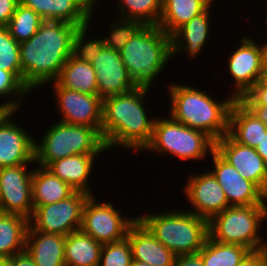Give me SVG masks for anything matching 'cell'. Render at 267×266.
I'll use <instances>...</instances> for the list:
<instances>
[{
  "instance_id": "obj_21",
  "label": "cell",
  "mask_w": 267,
  "mask_h": 266,
  "mask_svg": "<svg viewBox=\"0 0 267 266\" xmlns=\"http://www.w3.org/2000/svg\"><path fill=\"white\" fill-rule=\"evenodd\" d=\"M127 237L132 250L133 260L151 266H173L175 255L166 248L148 228L137 219L128 229Z\"/></svg>"
},
{
  "instance_id": "obj_4",
  "label": "cell",
  "mask_w": 267,
  "mask_h": 266,
  "mask_svg": "<svg viewBox=\"0 0 267 266\" xmlns=\"http://www.w3.org/2000/svg\"><path fill=\"white\" fill-rule=\"evenodd\" d=\"M119 52L135 88L148 90L173 60L171 36L158 25H142Z\"/></svg>"
},
{
  "instance_id": "obj_5",
  "label": "cell",
  "mask_w": 267,
  "mask_h": 266,
  "mask_svg": "<svg viewBox=\"0 0 267 266\" xmlns=\"http://www.w3.org/2000/svg\"><path fill=\"white\" fill-rule=\"evenodd\" d=\"M172 209L151 214L146 211L137 217L175 256L198 253L209 236L208 221L186 208Z\"/></svg>"
},
{
  "instance_id": "obj_2",
  "label": "cell",
  "mask_w": 267,
  "mask_h": 266,
  "mask_svg": "<svg viewBox=\"0 0 267 266\" xmlns=\"http://www.w3.org/2000/svg\"><path fill=\"white\" fill-rule=\"evenodd\" d=\"M149 93L148 89L134 88L103 99L101 135L108 152L116 146L142 152L150 143L156 116H149L145 105Z\"/></svg>"
},
{
  "instance_id": "obj_41",
  "label": "cell",
  "mask_w": 267,
  "mask_h": 266,
  "mask_svg": "<svg viewBox=\"0 0 267 266\" xmlns=\"http://www.w3.org/2000/svg\"><path fill=\"white\" fill-rule=\"evenodd\" d=\"M173 266H204L199 253L179 255L175 257Z\"/></svg>"
},
{
  "instance_id": "obj_29",
  "label": "cell",
  "mask_w": 267,
  "mask_h": 266,
  "mask_svg": "<svg viewBox=\"0 0 267 266\" xmlns=\"http://www.w3.org/2000/svg\"><path fill=\"white\" fill-rule=\"evenodd\" d=\"M29 219L0 212V256L6 258L25 250Z\"/></svg>"
},
{
  "instance_id": "obj_20",
  "label": "cell",
  "mask_w": 267,
  "mask_h": 266,
  "mask_svg": "<svg viewBox=\"0 0 267 266\" xmlns=\"http://www.w3.org/2000/svg\"><path fill=\"white\" fill-rule=\"evenodd\" d=\"M213 4L200 15L192 18L171 35L172 58L176 55H187L188 59H196L208 43ZM190 57V58H189Z\"/></svg>"
},
{
  "instance_id": "obj_30",
  "label": "cell",
  "mask_w": 267,
  "mask_h": 266,
  "mask_svg": "<svg viewBox=\"0 0 267 266\" xmlns=\"http://www.w3.org/2000/svg\"><path fill=\"white\" fill-rule=\"evenodd\" d=\"M249 252L244 246L216 242L208 236L198 253L204 266H238Z\"/></svg>"
},
{
  "instance_id": "obj_31",
  "label": "cell",
  "mask_w": 267,
  "mask_h": 266,
  "mask_svg": "<svg viewBox=\"0 0 267 266\" xmlns=\"http://www.w3.org/2000/svg\"><path fill=\"white\" fill-rule=\"evenodd\" d=\"M117 18L139 20L143 25H158L163 0H116ZM118 3V4H117Z\"/></svg>"
},
{
  "instance_id": "obj_32",
  "label": "cell",
  "mask_w": 267,
  "mask_h": 266,
  "mask_svg": "<svg viewBox=\"0 0 267 266\" xmlns=\"http://www.w3.org/2000/svg\"><path fill=\"white\" fill-rule=\"evenodd\" d=\"M32 95L30 89L24 84L22 72H9L0 69V98L5 102L1 106L7 111H21V106L29 94ZM8 96V97H7ZM11 96V97H10ZM9 99H6V98ZM7 100V101H6Z\"/></svg>"
},
{
  "instance_id": "obj_13",
  "label": "cell",
  "mask_w": 267,
  "mask_h": 266,
  "mask_svg": "<svg viewBox=\"0 0 267 266\" xmlns=\"http://www.w3.org/2000/svg\"><path fill=\"white\" fill-rule=\"evenodd\" d=\"M29 164L0 168V212L30 219L33 214L32 173ZM30 170V171H29Z\"/></svg>"
},
{
  "instance_id": "obj_18",
  "label": "cell",
  "mask_w": 267,
  "mask_h": 266,
  "mask_svg": "<svg viewBox=\"0 0 267 266\" xmlns=\"http://www.w3.org/2000/svg\"><path fill=\"white\" fill-rule=\"evenodd\" d=\"M97 80V95L103 100L135 88L119 51L104 47L91 62Z\"/></svg>"
},
{
  "instance_id": "obj_39",
  "label": "cell",
  "mask_w": 267,
  "mask_h": 266,
  "mask_svg": "<svg viewBox=\"0 0 267 266\" xmlns=\"http://www.w3.org/2000/svg\"><path fill=\"white\" fill-rule=\"evenodd\" d=\"M238 266H267V248L250 251Z\"/></svg>"
},
{
  "instance_id": "obj_48",
  "label": "cell",
  "mask_w": 267,
  "mask_h": 266,
  "mask_svg": "<svg viewBox=\"0 0 267 266\" xmlns=\"http://www.w3.org/2000/svg\"><path fill=\"white\" fill-rule=\"evenodd\" d=\"M1 102L3 101L0 100V117L7 111L3 106H1Z\"/></svg>"
},
{
  "instance_id": "obj_10",
  "label": "cell",
  "mask_w": 267,
  "mask_h": 266,
  "mask_svg": "<svg viewBox=\"0 0 267 266\" xmlns=\"http://www.w3.org/2000/svg\"><path fill=\"white\" fill-rule=\"evenodd\" d=\"M98 201L95 195H90L86 200L80 230L101 244L125 238L128 229L138 217L124 216L121 210L112 204L113 201Z\"/></svg>"
},
{
  "instance_id": "obj_34",
  "label": "cell",
  "mask_w": 267,
  "mask_h": 266,
  "mask_svg": "<svg viewBox=\"0 0 267 266\" xmlns=\"http://www.w3.org/2000/svg\"><path fill=\"white\" fill-rule=\"evenodd\" d=\"M90 25L91 23L79 27L76 30L73 38L72 48V56L78 60L88 63H91L105 47L104 40L101 35H99V37H90V35L93 34V32L88 34L89 28L90 30L92 29Z\"/></svg>"
},
{
  "instance_id": "obj_36",
  "label": "cell",
  "mask_w": 267,
  "mask_h": 266,
  "mask_svg": "<svg viewBox=\"0 0 267 266\" xmlns=\"http://www.w3.org/2000/svg\"><path fill=\"white\" fill-rule=\"evenodd\" d=\"M0 69L22 72L20 43L10 35L7 27H0Z\"/></svg>"
},
{
  "instance_id": "obj_8",
  "label": "cell",
  "mask_w": 267,
  "mask_h": 266,
  "mask_svg": "<svg viewBox=\"0 0 267 266\" xmlns=\"http://www.w3.org/2000/svg\"><path fill=\"white\" fill-rule=\"evenodd\" d=\"M266 219V205L229 206L208 222L209 237L216 242L244 246L250 251L266 249V238L264 240L260 232Z\"/></svg>"
},
{
  "instance_id": "obj_19",
  "label": "cell",
  "mask_w": 267,
  "mask_h": 266,
  "mask_svg": "<svg viewBox=\"0 0 267 266\" xmlns=\"http://www.w3.org/2000/svg\"><path fill=\"white\" fill-rule=\"evenodd\" d=\"M32 9L44 21H63L78 27L92 23L93 8L86 0H19Z\"/></svg>"
},
{
  "instance_id": "obj_3",
  "label": "cell",
  "mask_w": 267,
  "mask_h": 266,
  "mask_svg": "<svg viewBox=\"0 0 267 266\" xmlns=\"http://www.w3.org/2000/svg\"><path fill=\"white\" fill-rule=\"evenodd\" d=\"M175 83L170 82L167 86L171 106L169 115L174 120L205 132L214 141L228 133L229 112L235 101L232 96L215 99L197 86Z\"/></svg>"
},
{
  "instance_id": "obj_46",
  "label": "cell",
  "mask_w": 267,
  "mask_h": 266,
  "mask_svg": "<svg viewBox=\"0 0 267 266\" xmlns=\"http://www.w3.org/2000/svg\"><path fill=\"white\" fill-rule=\"evenodd\" d=\"M7 265H8V258L0 256V266H7Z\"/></svg>"
},
{
  "instance_id": "obj_16",
  "label": "cell",
  "mask_w": 267,
  "mask_h": 266,
  "mask_svg": "<svg viewBox=\"0 0 267 266\" xmlns=\"http://www.w3.org/2000/svg\"><path fill=\"white\" fill-rule=\"evenodd\" d=\"M210 171L224 190L229 206L266 205L263 192L225 161L215 150L210 155Z\"/></svg>"
},
{
  "instance_id": "obj_33",
  "label": "cell",
  "mask_w": 267,
  "mask_h": 266,
  "mask_svg": "<svg viewBox=\"0 0 267 266\" xmlns=\"http://www.w3.org/2000/svg\"><path fill=\"white\" fill-rule=\"evenodd\" d=\"M43 21L36 12L19 2L7 28L10 35L20 43L29 40L38 31Z\"/></svg>"
},
{
  "instance_id": "obj_44",
  "label": "cell",
  "mask_w": 267,
  "mask_h": 266,
  "mask_svg": "<svg viewBox=\"0 0 267 266\" xmlns=\"http://www.w3.org/2000/svg\"><path fill=\"white\" fill-rule=\"evenodd\" d=\"M257 153L263 158L264 162L267 164V131L263 133V137L256 147Z\"/></svg>"
},
{
  "instance_id": "obj_49",
  "label": "cell",
  "mask_w": 267,
  "mask_h": 266,
  "mask_svg": "<svg viewBox=\"0 0 267 266\" xmlns=\"http://www.w3.org/2000/svg\"><path fill=\"white\" fill-rule=\"evenodd\" d=\"M263 195H267V186H266V189L263 192Z\"/></svg>"
},
{
  "instance_id": "obj_51",
  "label": "cell",
  "mask_w": 267,
  "mask_h": 266,
  "mask_svg": "<svg viewBox=\"0 0 267 266\" xmlns=\"http://www.w3.org/2000/svg\"><path fill=\"white\" fill-rule=\"evenodd\" d=\"M267 15V14H266ZM266 22L265 23H267V17H266V20H265ZM266 26H267V24H266ZM267 29V28H266ZM267 31V30H266ZM267 33V32H266ZM266 44H267V40H266V42H265Z\"/></svg>"
},
{
  "instance_id": "obj_9",
  "label": "cell",
  "mask_w": 267,
  "mask_h": 266,
  "mask_svg": "<svg viewBox=\"0 0 267 266\" xmlns=\"http://www.w3.org/2000/svg\"><path fill=\"white\" fill-rule=\"evenodd\" d=\"M247 35L242 36L235 51H231L226 63L234 86L230 96L239 100L258 80L267 74V44L257 43Z\"/></svg>"
},
{
  "instance_id": "obj_15",
  "label": "cell",
  "mask_w": 267,
  "mask_h": 266,
  "mask_svg": "<svg viewBox=\"0 0 267 266\" xmlns=\"http://www.w3.org/2000/svg\"><path fill=\"white\" fill-rule=\"evenodd\" d=\"M16 113L18 111H6L0 117V168L35 165V137L33 133L29 136V130L15 121Z\"/></svg>"
},
{
  "instance_id": "obj_11",
  "label": "cell",
  "mask_w": 267,
  "mask_h": 266,
  "mask_svg": "<svg viewBox=\"0 0 267 266\" xmlns=\"http://www.w3.org/2000/svg\"><path fill=\"white\" fill-rule=\"evenodd\" d=\"M90 195L75 191L59 202L33 208L29 225L36 231L66 236L80 230L83 207Z\"/></svg>"
},
{
  "instance_id": "obj_42",
  "label": "cell",
  "mask_w": 267,
  "mask_h": 266,
  "mask_svg": "<svg viewBox=\"0 0 267 266\" xmlns=\"http://www.w3.org/2000/svg\"><path fill=\"white\" fill-rule=\"evenodd\" d=\"M7 266H36L31 255L23 250L8 258Z\"/></svg>"
},
{
  "instance_id": "obj_6",
  "label": "cell",
  "mask_w": 267,
  "mask_h": 266,
  "mask_svg": "<svg viewBox=\"0 0 267 266\" xmlns=\"http://www.w3.org/2000/svg\"><path fill=\"white\" fill-rule=\"evenodd\" d=\"M45 129L41 141L35 139L34 143L35 164L41 167L75 154L107 152L102 135L96 128L57 120Z\"/></svg>"
},
{
  "instance_id": "obj_35",
  "label": "cell",
  "mask_w": 267,
  "mask_h": 266,
  "mask_svg": "<svg viewBox=\"0 0 267 266\" xmlns=\"http://www.w3.org/2000/svg\"><path fill=\"white\" fill-rule=\"evenodd\" d=\"M108 27V36L102 35L104 45L116 51H120L127 42L131 39L133 34L143 25L139 20L114 18V21ZM110 33V34H109Z\"/></svg>"
},
{
  "instance_id": "obj_40",
  "label": "cell",
  "mask_w": 267,
  "mask_h": 266,
  "mask_svg": "<svg viewBox=\"0 0 267 266\" xmlns=\"http://www.w3.org/2000/svg\"><path fill=\"white\" fill-rule=\"evenodd\" d=\"M19 0H0V27H7Z\"/></svg>"
},
{
  "instance_id": "obj_26",
  "label": "cell",
  "mask_w": 267,
  "mask_h": 266,
  "mask_svg": "<svg viewBox=\"0 0 267 266\" xmlns=\"http://www.w3.org/2000/svg\"><path fill=\"white\" fill-rule=\"evenodd\" d=\"M215 0H163L158 26L167 34L176 30L192 18L206 11Z\"/></svg>"
},
{
  "instance_id": "obj_25",
  "label": "cell",
  "mask_w": 267,
  "mask_h": 266,
  "mask_svg": "<svg viewBox=\"0 0 267 266\" xmlns=\"http://www.w3.org/2000/svg\"><path fill=\"white\" fill-rule=\"evenodd\" d=\"M32 173V201L34 208L52 204L71 196L75 190L61 181L48 168L34 166Z\"/></svg>"
},
{
  "instance_id": "obj_47",
  "label": "cell",
  "mask_w": 267,
  "mask_h": 266,
  "mask_svg": "<svg viewBox=\"0 0 267 266\" xmlns=\"http://www.w3.org/2000/svg\"><path fill=\"white\" fill-rule=\"evenodd\" d=\"M93 8H95V6H98L99 4V2H100V0L98 1V0H86Z\"/></svg>"
},
{
  "instance_id": "obj_27",
  "label": "cell",
  "mask_w": 267,
  "mask_h": 266,
  "mask_svg": "<svg viewBox=\"0 0 267 266\" xmlns=\"http://www.w3.org/2000/svg\"><path fill=\"white\" fill-rule=\"evenodd\" d=\"M103 244L81 230L65 236V264L67 266H98Z\"/></svg>"
},
{
  "instance_id": "obj_50",
  "label": "cell",
  "mask_w": 267,
  "mask_h": 266,
  "mask_svg": "<svg viewBox=\"0 0 267 266\" xmlns=\"http://www.w3.org/2000/svg\"><path fill=\"white\" fill-rule=\"evenodd\" d=\"M264 200H265L266 206H267V195H264Z\"/></svg>"
},
{
  "instance_id": "obj_12",
  "label": "cell",
  "mask_w": 267,
  "mask_h": 266,
  "mask_svg": "<svg viewBox=\"0 0 267 266\" xmlns=\"http://www.w3.org/2000/svg\"><path fill=\"white\" fill-rule=\"evenodd\" d=\"M58 105L59 121L96 128L101 133L103 100L98 95H90L79 91L60 87L55 81L51 82Z\"/></svg>"
},
{
  "instance_id": "obj_24",
  "label": "cell",
  "mask_w": 267,
  "mask_h": 266,
  "mask_svg": "<svg viewBox=\"0 0 267 266\" xmlns=\"http://www.w3.org/2000/svg\"><path fill=\"white\" fill-rule=\"evenodd\" d=\"M267 127L239 100H235L229 112L228 134L239 144L256 148Z\"/></svg>"
},
{
  "instance_id": "obj_1",
  "label": "cell",
  "mask_w": 267,
  "mask_h": 266,
  "mask_svg": "<svg viewBox=\"0 0 267 266\" xmlns=\"http://www.w3.org/2000/svg\"><path fill=\"white\" fill-rule=\"evenodd\" d=\"M78 28L72 23L47 20L29 40L20 42L22 79L32 93L57 79L72 56Z\"/></svg>"
},
{
  "instance_id": "obj_28",
  "label": "cell",
  "mask_w": 267,
  "mask_h": 266,
  "mask_svg": "<svg viewBox=\"0 0 267 266\" xmlns=\"http://www.w3.org/2000/svg\"><path fill=\"white\" fill-rule=\"evenodd\" d=\"M55 82L60 87L73 91L90 95L98 93L95 69L91 63L78 60L74 56L68 58Z\"/></svg>"
},
{
  "instance_id": "obj_22",
  "label": "cell",
  "mask_w": 267,
  "mask_h": 266,
  "mask_svg": "<svg viewBox=\"0 0 267 266\" xmlns=\"http://www.w3.org/2000/svg\"><path fill=\"white\" fill-rule=\"evenodd\" d=\"M101 154H75L51 162L48 168L61 181L70 185L75 191L96 195L89 184L94 170L95 158Z\"/></svg>"
},
{
  "instance_id": "obj_38",
  "label": "cell",
  "mask_w": 267,
  "mask_h": 266,
  "mask_svg": "<svg viewBox=\"0 0 267 266\" xmlns=\"http://www.w3.org/2000/svg\"><path fill=\"white\" fill-rule=\"evenodd\" d=\"M239 101L244 106H267V74L258 80Z\"/></svg>"
},
{
  "instance_id": "obj_14",
  "label": "cell",
  "mask_w": 267,
  "mask_h": 266,
  "mask_svg": "<svg viewBox=\"0 0 267 266\" xmlns=\"http://www.w3.org/2000/svg\"><path fill=\"white\" fill-rule=\"evenodd\" d=\"M188 176L182 192L192 207L188 209L189 212L209 222L229 207L224 190L210 170L199 174L194 172Z\"/></svg>"
},
{
  "instance_id": "obj_45",
  "label": "cell",
  "mask_w": 267,
  "mask_h": 266,
  "mask_svg": "<svg viewBox=\"0 0 267 266\" xmlns=\"http://www.w3.org/2000/svg\"><path fill=\"white\" fill-rule=\"evenodd\" d=\"M130 266H151V265H149L147 263L139 262L137 260H132Z\"/></svg>"
},
{
  "instance_id": "obj_37",
  "label": "cell",
  "mask_w": 267,
  "mask_h": 266,
  "mask_svg": "<svg viewBox=\"0 0 267 266\" xmlns=\"http://www.w3.org/2000/svg\"><path fill=\"white\" fill-rule=\"evenodd\" d=\"M132 260V250L126 236L119 241L103 244L98 266H130Z\"/></svg>"
},
{
  "instance_id": "obj_17",
  "label": "cell",
  "mask_w": 267,
  "mask_h": 266,
  "mask_svg": "<svg viewBox=\"0 0 267 266\" xmlns=\"http://www.w3.org/2000/svg\"><path fill=\"white\" fill-rule=\"evenodd\" d=\"M215 151L235 167L244 179L253 182L264 192L267 186V164L256 148L239 144L227 133L215 141Z\"/></svg>"
},
{
  "instance_id": "obj_23",
  "label": "cell",
  "mask_w": 267,
  "mask_h": 266,
  "mask_svg": "<svg viewBox=\"0 0 267 266\" xmlns=\"http://www.w3.org/2000/svg\"><path fill=\"white\" fill-rule=\"evenodd\" d=\"M64 248L65 236L39 232L28 226L25 250L36 266H66Z\"/></svg>"
},
{
  "instance_id": "obj_43",
  "label": "cell",
  "mask_w": 267,
  "mask_h": 266,
  "mask_svg": "<svg viewBox=\"0 0 267 266\" xmlns=\"http://www.w3.org/2000/svg\"><path fill=\"white\" fill-rule=\"evenodd\" d=\"M267 127V106H246Z\"/></svg>"
},
{
  "instance_id": "obj_7",
  "label": "cell",
  "mask_w": 267,
  "mask_h": 266,
  "mask_svg": "<svg viewBox=\"0 0 267 266\" xmlns=\"http://www.w3.org/2000/svg\"><path fill=\"white\" fill-rule=\"evenodd\" d=\"M214 150L215 141L209 135L183 125L168 114V117H156L151 141L142 152L197 162L206 160Z\"/></svg>"
}]
</instances>
